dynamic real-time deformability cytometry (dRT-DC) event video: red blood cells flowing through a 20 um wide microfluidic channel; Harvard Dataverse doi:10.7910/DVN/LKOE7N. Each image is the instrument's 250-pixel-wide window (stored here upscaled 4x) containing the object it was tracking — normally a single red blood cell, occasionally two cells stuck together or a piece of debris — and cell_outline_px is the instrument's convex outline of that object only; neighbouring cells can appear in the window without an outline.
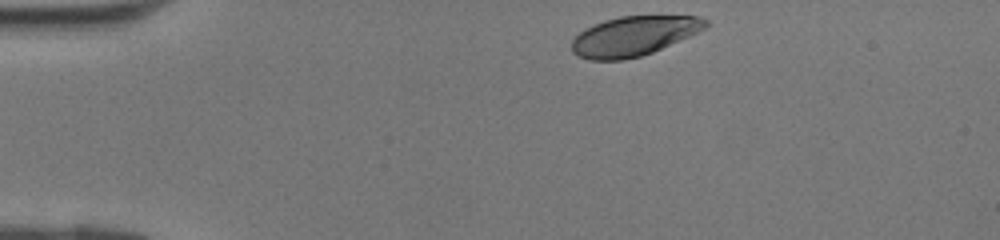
{"species": "human", "species_latin": "Homo sapiens", "temperature_condition": "room temperature", "stored_images_in_passage": 31, "camera_frame_rate_fps": 3000, "um_per_image_px": 0.085, "donor": {"sex": "female"}, "frame": {"image": 1, "passage_image": 1, "time_ms": 0.0, "image_size_px": [1000, 240], "cell_outline_px": [[708, 24], [704, 28], [688, 36], [652, 52], [640, 56], [624, 60], [588, 60], [576, 56], [572, 52], [572, 40], [580, 32], [604, 20], [620, 16], [700, 16], [708, 20]], "centroid_in_image_um": [53.83, 3.07], "position_along_channel_um": 31.2, "area_um2": 30.52}}
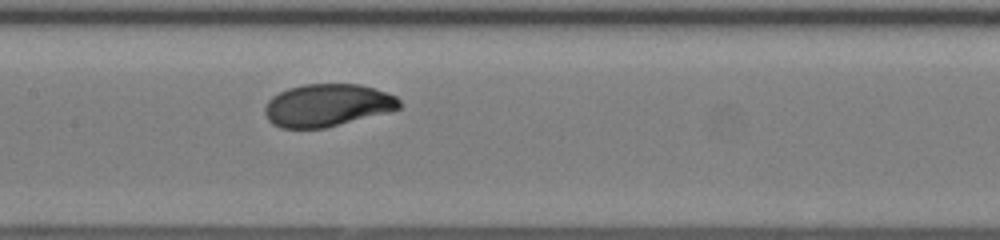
{"frame": {"image": 2, "passage_image": 14, "time_ms": 4.333, "image_size_px": [1000, 240], "cell_outline_px": [[400, 108], [388, 112], [324, 128], [280, 128], [272, 124], [268, 120], [264, 112], [264, 108], [268, 100], [272, 96], [288, 88], [304, 84], [360, 84], [396, 96], [400, 100]], "centroid_in_image_um": [27.78, 8.95], "position_along_channel_um": 179.6, "area_um2": 33.23}}
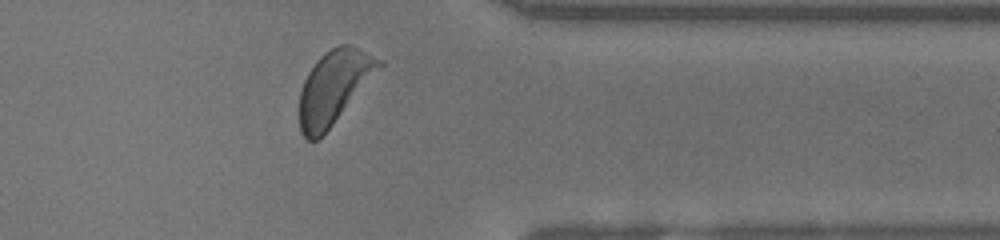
{"frame": {"image": 3, "passage_image": 27, "time_ms": 8.667, "image_size_px": [1000, 240], "cell_outline_px": [[384, 64], [332, 124], [316, 140], [304, 140], [300, 132], [300, 92], [304, 80], [308, 72], [316, 60], [324, 52], [340, 44], [348, 44], [384, 60]], "centroid_in_image_um": [28.37, 7.38], "position_along_channel_um": 383.0, "area_um2": 33.29}}